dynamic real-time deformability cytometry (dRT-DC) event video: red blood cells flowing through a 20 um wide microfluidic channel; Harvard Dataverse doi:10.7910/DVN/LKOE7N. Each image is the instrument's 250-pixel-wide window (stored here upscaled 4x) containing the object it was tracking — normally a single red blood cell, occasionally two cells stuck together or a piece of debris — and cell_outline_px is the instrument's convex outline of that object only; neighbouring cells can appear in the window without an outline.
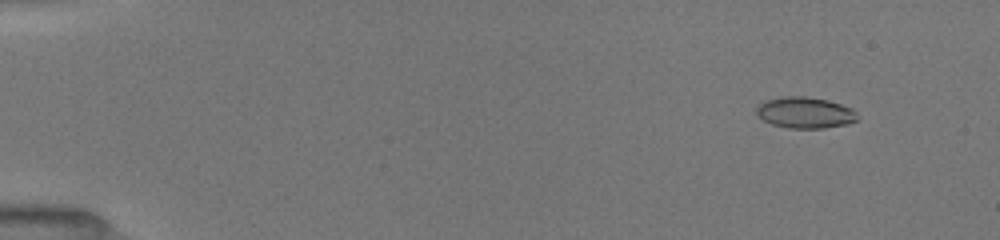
{"species": "common noctule bat (a hibernating species)", "species_latin": "Nyctalus noctula", "temperature_condition": "room temperature", "stored_images_in_passage": 31, "camera_frame_rate_fps": 3000, "um_per_image_px": 0.085, "animal": {"sex": "female", "body_mass_g": 19.5, "forearm_length_mm": 54.1}, "frame": {"image": 1, "passage_image": 3, "time_ms": 1.333, "image_size_px": [1000, 240], "cell_outline_px": [[856, 120], [848, 124], [824, 128], [788, 128], [772, 124], [764, 120], [756, 112], [756, 108], [760, 104], [768, 100], [784, 96], [804, 96], [828, 100], [852, 108], [856, 112]], "centroid_in_image_um": [68.45, 9.57], "position_along_channel_um": 16.6, "area_um2": 18.15}}
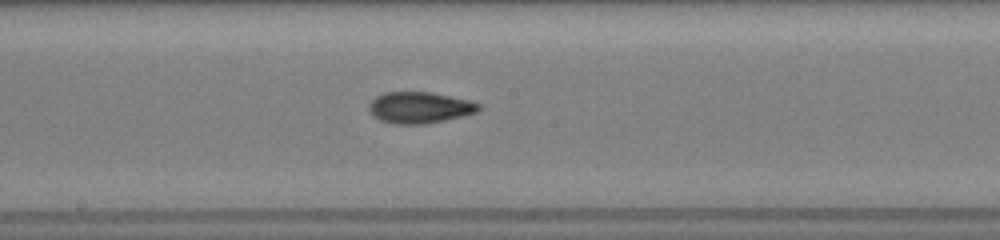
{"frame": {"image": 2, "passage_image": 18, "time_ms": 9.333, "image_size_px": [1000, 240], "cell_outline_px": [[480, 108], [476, 112], [464, 116], [428, 124], [392, 124], [380, 120], [372, 116], [368, 108], [368, 104], [376, 96], [384, 92], [432, 92], [468, 100], [480, 104]], "centroid_in_image_um": [35.64, 9.15], "position_along_channel_um": 212.6, "area_um2": 20.23}}
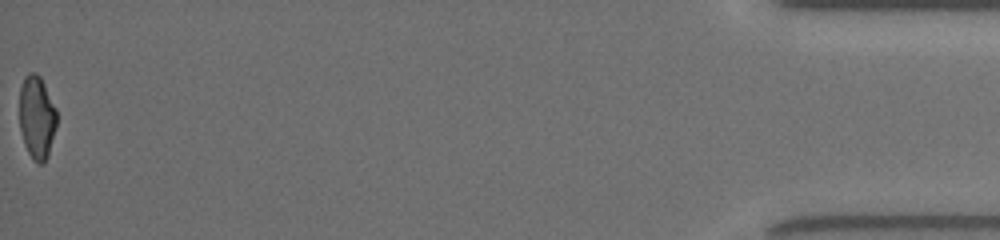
{"frame": {"image": 3, "passage_image": 31, "time_ms": 17.0, "image_size_px": [1000, 240], "cell_outline_px": [[56, 128], [48, 156], [44, 164], [36, 164], [32, 160], [24, 144], [20, 128], [20, 88], [24, 76], [28, 72], [36, 72], [40, 76], [56, 108]], "centroid_in_image_um": [3.13, 9.99], "position_along_channel_um": 432.1, "area_um2": 18.26}, "authors_computed_cell_mechanics": {"area_um2": 18.785, "velocity_mm_per_s": 4.0333, "shape_relaxation_time_tau1_ms": 8.3568, "shape_relaxation_time_tau2_ms": 2.1154, "deformation_change_tau1": 0.2221, "deformation_change_tau2": 0.0742}}